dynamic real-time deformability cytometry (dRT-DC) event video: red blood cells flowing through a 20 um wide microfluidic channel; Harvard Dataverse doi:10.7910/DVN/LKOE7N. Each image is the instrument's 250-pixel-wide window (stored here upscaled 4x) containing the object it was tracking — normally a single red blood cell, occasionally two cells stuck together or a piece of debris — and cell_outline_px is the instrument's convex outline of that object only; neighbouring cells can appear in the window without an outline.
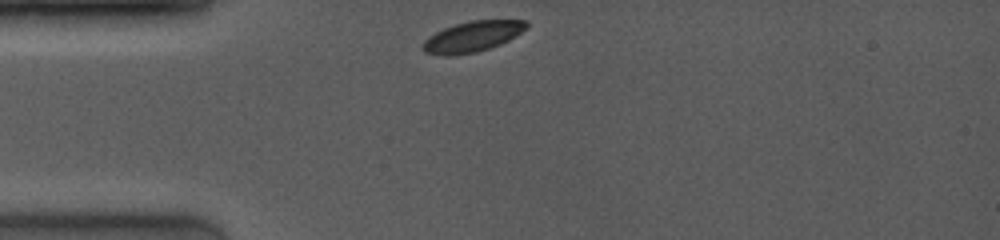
{"species": "common noctule bat (a hibernating species)", "species_latin": "Nyctalus noctula", "temperature_condition": "room temperature", "stored_images_in_passage": 21, "camera_frame_rate_fps": 4000, "um_per_image_px": 0.085, "animal": {"sex": "female", "body_mass_g": 19.0, "forearm_length_mm": 53.3}, "frame": {"image": 1, "passage_image": 1, "time_ms": 0.0, "image_size_px": [1000, 240], "cell_outline_px": [[528, 28], [516, 36], [500, 44], [476, 52], [448, 56], [444, 56], [424, 52], [420, 48], [420, 44], [428, 36], [444, 28], [456, 24], [472, 20], [528, 20]], "centroid_in_image_um": [40.13, 3.11], "position_along_channel_um": 44.9, "area_um2": 18.61}}
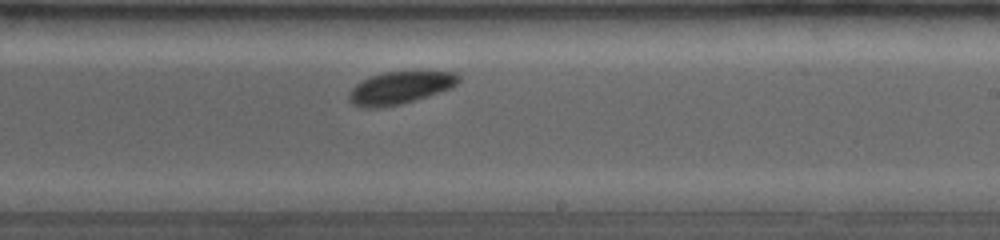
{"frame": {"image": 2, "passage_image": 13, "time_ms": 5.75, "image_size_px": [1000, 240], "cell_outline_px": [[460, 80], [452, 88], [428, 96], [400, 104], [376, 108], [364, 108], [352, 104], [348, 100], [348, 92], [356, 84], [372, 76], [384, 72], [456, 72], [460, 76]], "centroid_in_image_um": [33.99, 7.47], "position_along_channel_um": 255.0, "area_um2": 20.58}}
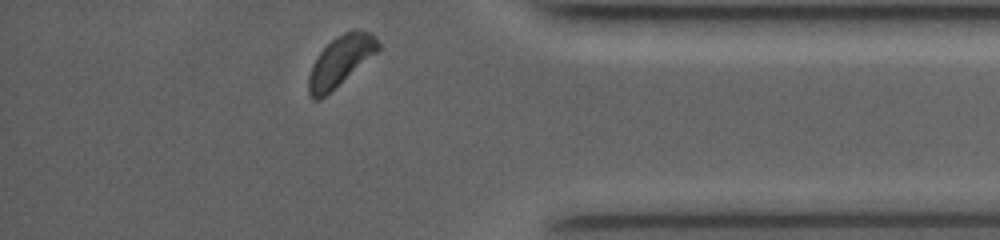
{"frame": {"image": 3, "passage_image": 21, "time_ms": 9.75, "image_size_px": [1000, 240], "cell_outline_px": [[380, 48], [376, 52], [320, 100], [312, 100], [308, 92], [308, 76], [312, 64], [320, 52], [336, 36], [344, 32], [356, 28], [372, 32], [380, 44]], "centroid_in_image_um": [28.92, 5.16], "position_along_channel_um": 406.3, "area_um2": 20.06}, "authors_computed_cell_mechanics": {"area_um2": 20.4034, "velocity_mm_per_s": 4.0081, "shape_relaxation_time_tau1_ms": 0.7723, "shape_relaxation_time_tau2_ms": null, "deformation_change_tau1": 0.0701, "deformation_change_tau2": null}}